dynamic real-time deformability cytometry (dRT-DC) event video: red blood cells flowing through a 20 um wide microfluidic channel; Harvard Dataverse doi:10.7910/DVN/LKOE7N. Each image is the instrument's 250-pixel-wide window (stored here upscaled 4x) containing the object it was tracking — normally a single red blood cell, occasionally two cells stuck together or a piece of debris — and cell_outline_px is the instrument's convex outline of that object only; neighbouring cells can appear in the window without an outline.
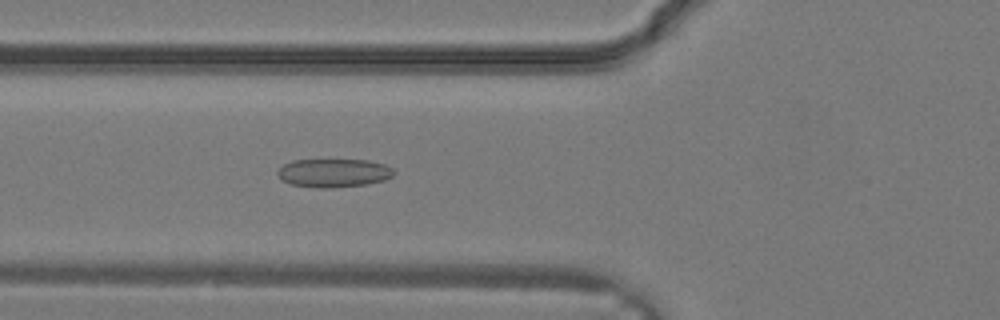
{"species": "common noctule bat (a hibernating species)", "species_latin": "Nyctalus noctula", "temperature_condition": "warm", "stored_images_in_passage": 15, "camera_frame_rate_fps": 3000, "um_per_image_px": 0.085, "animal": {"sex": "male", "body_mass_g": 19.2, "forearm_length_mm": 51.8}, "frame": {"image": 1, "passage_image": 13, "time_ms": 4.0, "image_size_px": [1000, 320], "cell_outline_px": [[396, 172], [392, 176], [384, 180], [364, 184], [320, 188], [292, 184], [284, 180], [276, 172], [284, 164], [292, 160], [368, 160], [384, 164], [392, 168]], "centroid_in_image_um": [28.38, 14.68], "position_along_channel_um": 97.4, "area_um2": 18.9}}
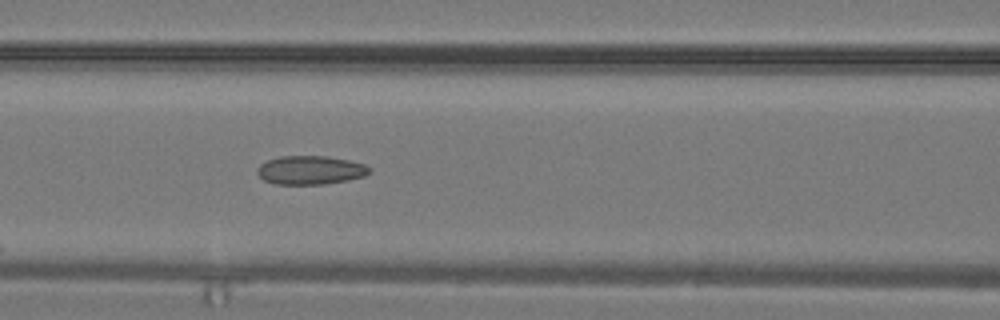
{"frame": {"image": 2, "passage_image": 15, "time_ms": 4.667, "image_size_px": [1000, 320], "cell_outline_px": [[372, 168], [364, 176], [348, 180], [324, 184], [276, 184], [264, 180], [256, 172], [256, 168], [260, 164], [268, 160], [280, 156], [328, 156], [348, 160], [364, 164]], "centroid_in_image_um": [26.37, 14.45], "position_along_channel_um": 140.2, "area_um2": 18.73}}